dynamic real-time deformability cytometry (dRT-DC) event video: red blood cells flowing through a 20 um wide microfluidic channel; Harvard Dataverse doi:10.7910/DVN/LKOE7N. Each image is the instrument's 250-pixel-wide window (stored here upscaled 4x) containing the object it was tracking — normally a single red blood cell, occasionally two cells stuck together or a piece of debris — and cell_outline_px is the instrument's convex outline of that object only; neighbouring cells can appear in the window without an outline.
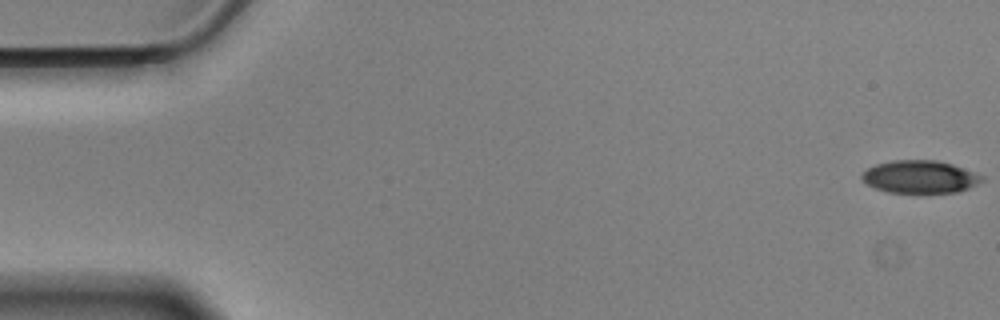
{"species": "Egyptian fruit bat (a non-hibernating species)", "species_latin": "Rousettus aegyptiacus", "temperature_condition": "cold", "stored_images_in_passage": 57, "camera_frame_rate_fps": 3000, "um_per_image_px": 0.085, "animal": {"sex": "male"}, "frame": {"image": 1, "passage_image": 1, "time_ms": 0.0, "image_size_px": [1000, 320], "cell_outline_px": [[984, 180], [968, 188], [956, 192], [888, 192], [876, 188], [868, 184], [860, 176], [868, 168], [876, 164], [892, 160], [936, 160], [952, 164], [984, 176]], "centroid_in_image_um": [78.2, 15.02], "position_along_channel_um": 6.8, "area_um2": 22.54}}
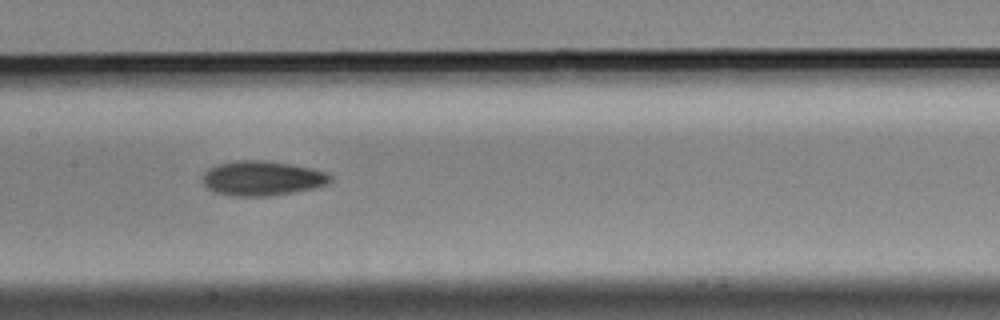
{"frame": {"image": 2, "passage_image": 28, "time_ms": 9.0, "image_size_px": [1000, 320], "cell_outline_px": [[332, 180], [328, 184], [312, 188], [292, 192], [268, 196], [236, 196], [212, 192], [200, 180], [200, 176], [208, 168], [216, 164], [236, 160], [264, 160], [312, 168], [328, 172], [332, 176]], "centroid_in_image_um": [22.24, 15.14], "position_along_channel_um": 185.2, "area_um2": 26.07}}
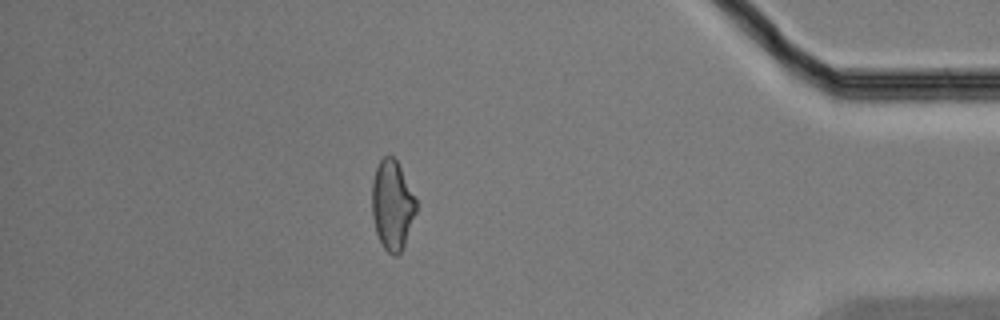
{"frame": {"image": 3, "passage_image": 50, "time_ms": 16.333, "image_size_px": [1000, 320], "cell_outline_px": [[416, 212], [404, 244], [400, 252], [396, 256], [392, 256], [384, 248], [376, 232], [372, 216], [372, 180], [376, 168], [380, 160], [384, 156], [392, 156], [396, 160], [416, 196]], "centroid_in_image_um": [33.34, 17.42], "position_along_channel_um": 401.9, "area_um2": 22.95}, "authors_computed_cell_mechanics": {"area_um2": 24.3338, "velocity_mm_per_s": 3.5219, "shape_relaxation_time_tau1_ms": 6.9222, "shape_relaxation_time_tau2_ms": null, "deformation_change_tau1": 0.1435, "deformation_change_tau2": null}}